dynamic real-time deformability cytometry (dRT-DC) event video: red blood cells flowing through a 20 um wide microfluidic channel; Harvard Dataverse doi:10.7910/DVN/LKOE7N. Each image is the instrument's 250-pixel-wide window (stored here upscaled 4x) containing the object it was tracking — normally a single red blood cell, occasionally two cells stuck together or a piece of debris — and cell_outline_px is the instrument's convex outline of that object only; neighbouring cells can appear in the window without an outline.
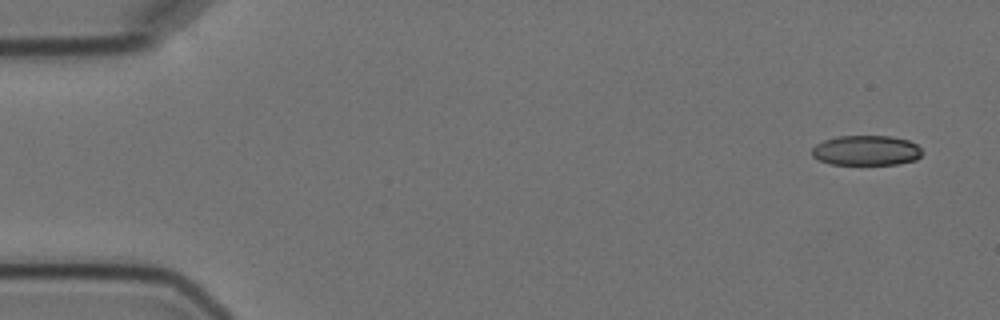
{"species": "Egyptian fruit bat (a non-hibernating species)", "species_latin": "Rousettus aegyptiacus", "temperature_condition": "cold", "stored_images_in_passage": 7, "camera_frame_rate_fps": 3000, "um_per_image_px": 0.085, "animal": {"sex": "female"}, "frame": {"image": 1, "passage_image": 1, "time_ms": 0.0, "image_size_px": [1000, 320], "cell_outline_px": [[924, 152], [916, 160], [896, 164], [832, 164], [820, 160], [812, 156], [812, 148], [816, 144], [824, 140], [836, 136], [892, 136], [908, 140], [916, 144]], "centroid_in_image_um": [73.64, 12.78], "position_along_channel_um": 11.4, "area_um2": 19.31}}
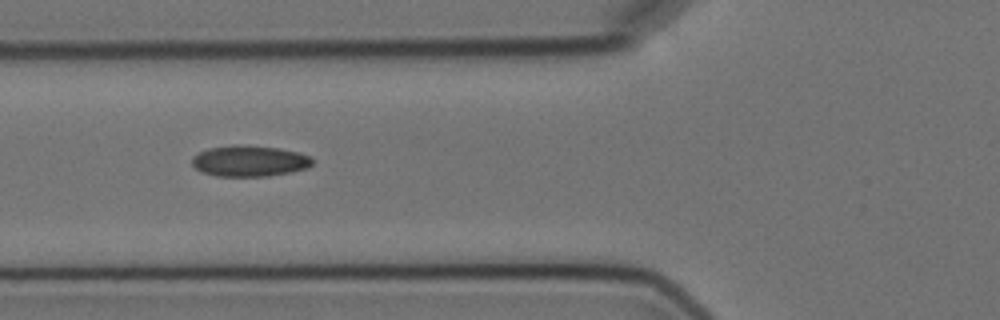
{"frame": {"image": 2, "passage_image": 6, "time_ms": 6.0, "image_size_px": [1000, 320], "cell_outline_px": [[316, 160], [308, 168], [292, 172], [268, 176], [216, 176], [200, 172], [192, 164], [192, 156], [208, 148], [276, 148], [300, 152], [312, 156]], "centroid_in_image_um": [21.28, 13.74], "position_along_channel_um": 104.5, "area_um2": 21.04}}
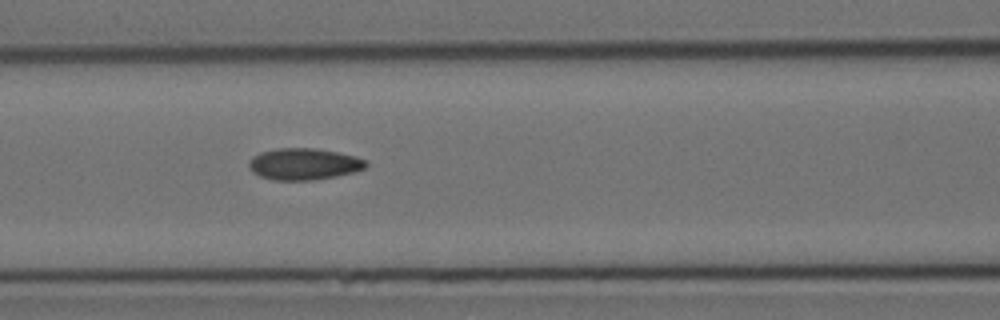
{"frame": {"image": 3, "passage_image": 7, "time_ms": 7.0, "image_size_px": [1000, 320], "cell_outline_px": [[368, 164], [364, 168], [356, 172], [316, 180], [272, 180], [260, 176], [252, 172], [248, 168], [248, 164], [252, 156], [260, 152], [276, 148], [316, 148], [356, 156], [368, 160]], "centroid_in_image_um": [25.83, 13.94], "position_along_channel_um": 140.8, "area_um2": 21.85}}